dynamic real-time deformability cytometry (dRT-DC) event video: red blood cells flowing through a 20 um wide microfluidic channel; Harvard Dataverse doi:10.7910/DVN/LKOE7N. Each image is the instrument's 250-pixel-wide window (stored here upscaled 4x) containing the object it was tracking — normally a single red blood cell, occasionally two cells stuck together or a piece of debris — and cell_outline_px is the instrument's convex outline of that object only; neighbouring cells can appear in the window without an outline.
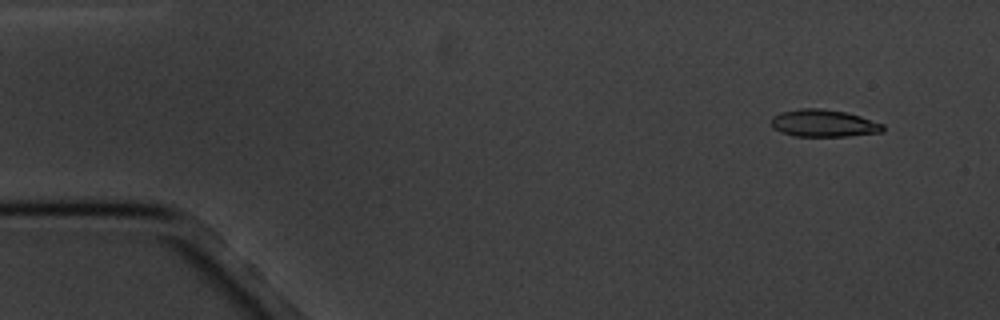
{"species": "common noctule bat (a hibernating species)", "species_latin": "Nyctalus noctula", "temperature_condition": "cold", "stored_images_in_passage": 5, "camera_frame_rate_fps": 3000, "um_per_image_px": 0.085, "animal": {"sex": "male", "body_mass_g": 20.1, "forearm_length_mm": 53.5}, "frame": {"image": 1, "passage_image": 2, "time_ms": 1.0, "image_size_px": [1000, 320], "cell_outline_px": [[884, 132], [848, 136], [796, 136], [780, 132], [772, 128], [772, 116], [780, 112], [800, 108], [820, 108], [844, 112], [860, 116], [884, 124]], "centroid_in_image_um": [70.0, 10.48], "position_along_channel_um": 15.0, "area_um2": 17.8}}
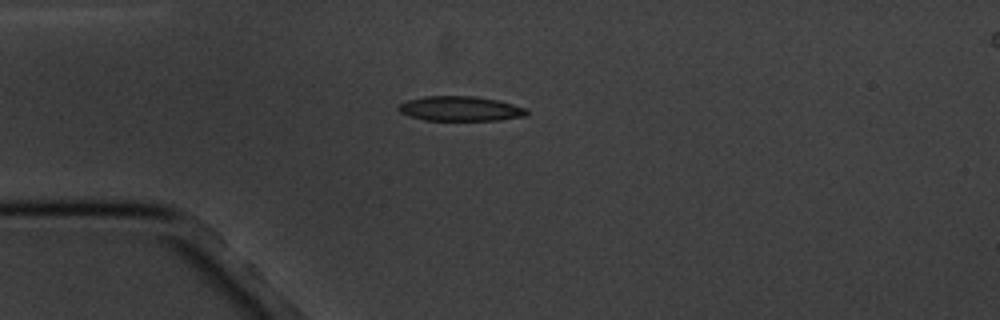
{"frame": {"image": 2, "passage_image": 4, "time_ms": 4.333, "image_size_px": [1000, 320], "cell_outline_px": [[528, 116], [500, 120], [424, 120], [400, 112], [396, 108], [400, 104], [408, 100], [424, 96], [476, 96], [496, 100], [512, 104], [524, 108], [528, 112]], "centroid_in_image_um": [39.13, 9.24], "position_along_channel_um": 45.9, "area_um2": 18.38}}